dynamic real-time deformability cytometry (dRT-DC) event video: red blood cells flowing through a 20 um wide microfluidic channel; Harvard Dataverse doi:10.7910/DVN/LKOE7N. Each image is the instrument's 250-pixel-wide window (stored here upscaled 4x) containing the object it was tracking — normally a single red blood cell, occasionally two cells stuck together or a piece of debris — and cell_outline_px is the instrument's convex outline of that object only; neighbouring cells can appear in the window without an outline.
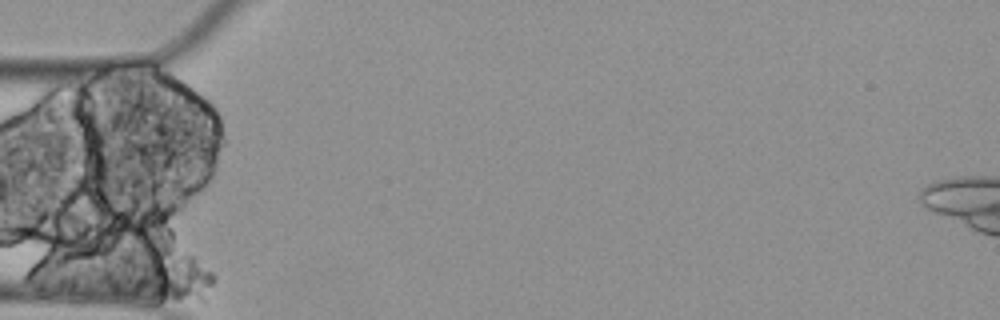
{"species": "Egyptian fruit bat (a non-hibernating species)", "species_latin": "Rousettus aegyptiacus", "temperature_condition": "cold", "stored_images_in_passage": 5, "segment_of_instrument_passage": [1, 2], "camera_frame_rate_fps": 3000, "um_per_image_px": 0.085, "animal": {"sex": "female"}, "frame": {"image": 1, "passage_image": 1, "time_ms": 0.0, "image_size_px": [1000, 320], "cell_outline_px": [[216, 280], [208, 304], [204, 304], [116, 296], [108, 284], [180, 256], [192, 256], [212, 272], [216, 276]], "centroid_in_image_um": [14.43, 24.0], "position_along_channel_um": 70.6, "area_um2": 24.45}}